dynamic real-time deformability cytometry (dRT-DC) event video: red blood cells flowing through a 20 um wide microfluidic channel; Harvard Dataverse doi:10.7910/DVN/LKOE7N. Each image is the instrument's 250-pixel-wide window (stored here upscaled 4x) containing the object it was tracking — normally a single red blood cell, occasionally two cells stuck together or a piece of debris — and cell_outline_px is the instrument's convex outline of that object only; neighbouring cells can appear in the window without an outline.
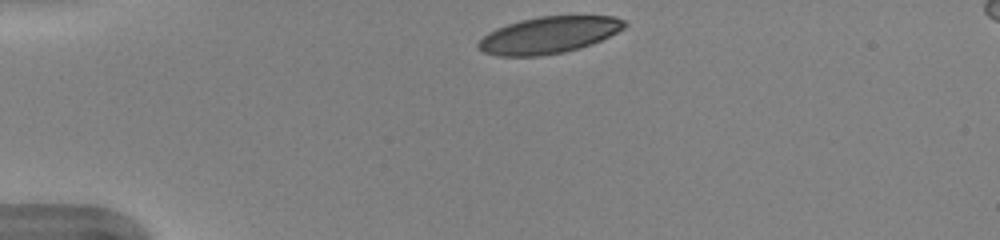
{"species": "human", "species_latin": "Homo sapiens", "temperature_condition": "warm", "stored_images_in_passage": 40, "camera_frame_rate_fps": 3000, "um_per_image_px": 0.085, "donor": {"sex": "female"}, "frame": {"image": 1, "passage_image": 1, "time_ms": 0.0, "image_size_px": [1000, 240], "cell_outline_px": [[628, 24], [624, 28], [592, 44], [580, 48], [564, 52], [540, 56], [496, 56], [484, 52], [476, 48], [476, 44], [488, 32], [496, 28], [520, 20], [540, 16], [616, 16], [624, 20]], "centroid_in_image_um": [46.62, 2.98], "position_along_channel_um": 38.4, "area_um2": 31.33}}
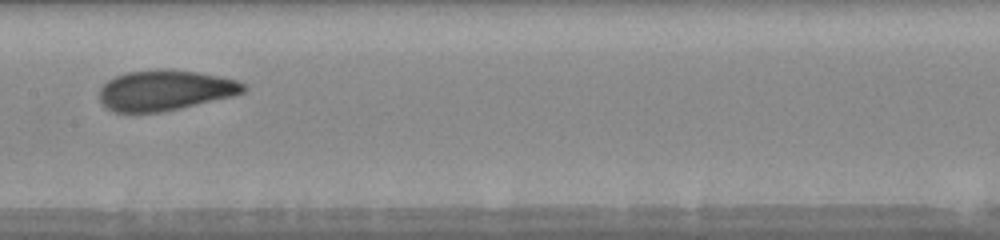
{"frame": {"image": 2, "passage_image": 16, "time_ms": 5.0, "image_size_px": [1000, 240], "cell_outline_px": [[248, 88], [244, 92], [236, 96], [180, 108], [160, 112], [112, 112], [100, 100], [100, 88], [108, 80], [116, 76], [128, 72], [160, 68], [168, 68], [196, 72], [236, 80], [248, 84]], "centroid_in_image_um": [14.08, 7.67], "position_along_channel_um": 193.3, "area_um2": 34.1}}
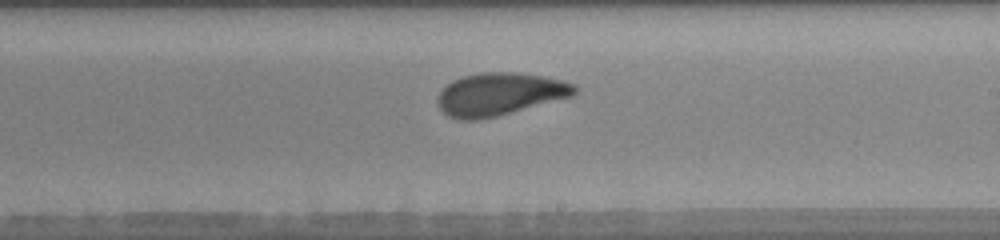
{"frame": {"image": 3, "passage_image": 20, "time_ms": 6.333, "image_size_px": [1000, 240], "cell_outline_px": [[580, 88], [572, 96], [496, 116], [480, 120], [460, 120], [448, 116], [440, 108], [436, 100], [440, 92], [452, 80], [464, 76], [480, 72], [516, 72], [544, 76], [564, 80], [576, 84]], "centroid_in_image_um": [42.49, 7.99], "position_along_channel_um": 246.5, "area_um2": 34.1}, "authors_computed_cell_mechanics": {"area_um2": 33.0038, "velocity_mm_per_s": 4.0017, "shape_relaxation_time_tau1_ms": 3.8738, "shape_relaxation_time_tau2_ms": 1.4328, "deformation_change_tau1": 0.1534, "deformation_change_tau2": 0.0777}}